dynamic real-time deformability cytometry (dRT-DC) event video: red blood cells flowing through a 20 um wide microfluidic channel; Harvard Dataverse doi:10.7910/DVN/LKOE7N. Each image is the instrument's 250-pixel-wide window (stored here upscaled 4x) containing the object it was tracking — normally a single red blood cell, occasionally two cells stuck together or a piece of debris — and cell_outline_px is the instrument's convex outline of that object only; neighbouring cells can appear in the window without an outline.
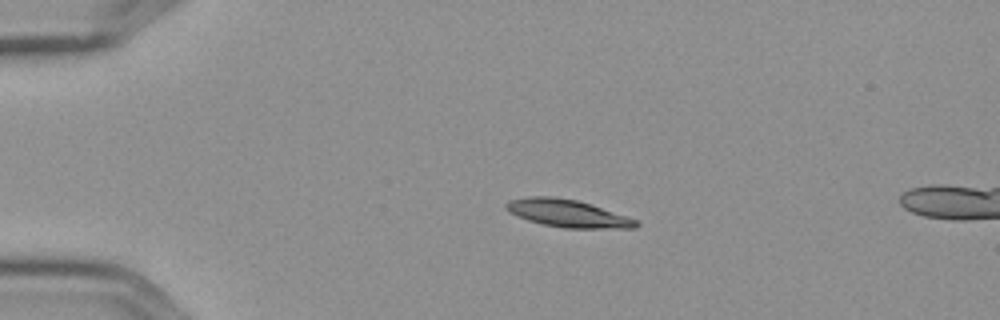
{"species": "Egyptian fruit bat (a non-hibernating species)", "species_latin": "Rousettus aegyptiacus", "temperature_condition": "cold", "stored_images_in_passage": 3, "camera_frame_rate_fps": 3000, "um_per_image_px": 0.085, "frame": {"image": 1, "passage_image": 1, "time_ms": 0.0, "image_size_px": [1000, 320], "cell_outline_px": [[640, 224], [636, 228], [564, 228], [544, 224], [528, 220], [516, 216], [508, 212], [504, 208], [504, 204], [508, 200], [528, 196], [552, 196], [576, 200], [592, 204], [636, 220]], "centroid_in_image_um": [48.19, 18.12], "position_along_channel_um": 36.8, "area_um2": 20.87}}
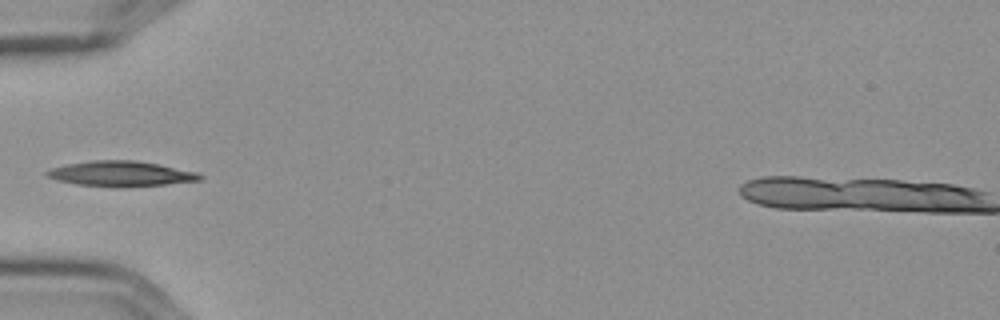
{"frame": {"image": 2, "passage_image": 3, "time_ms": 0.667, "image_size_px": [1000, 320], "cell_outline_px": [[204, 180], [164, 184], [120, 188], [112, 188], [76, 184], [56, 180], [44, 176], [44, 172], [48, 168], [68, 164], [92, 160], [136, 160], [160, 164], [200, 172], [204, 176]], "centroid_in_image_um": [10.28, 14.77], "position_along_channel_um": 74.7, "area_um2": 23.18}}